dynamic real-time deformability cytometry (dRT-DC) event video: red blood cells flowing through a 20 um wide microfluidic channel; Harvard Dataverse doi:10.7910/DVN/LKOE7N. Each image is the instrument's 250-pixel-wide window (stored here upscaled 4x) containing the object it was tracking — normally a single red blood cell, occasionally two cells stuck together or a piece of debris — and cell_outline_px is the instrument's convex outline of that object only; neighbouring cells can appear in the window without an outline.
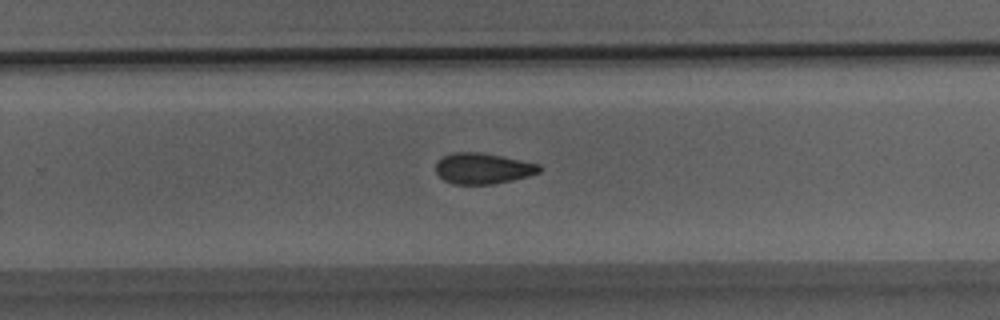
{"species": "Egyptian fruit bat (a non-hibernating species)", "species_latin": "Rousettus aegyptiacus", "temperature_condition": "room temperature", "stored_images_in_passage": 31, "camera_frame_rate_fps": 3000, "um_per_image_px": 0.085, "animal": {"sex": "male"}, "frame": {"image": 1, "passage_image": 20, "time_ms": 6.333, "image_size_px": [1000, 320], "cell_outline_px": [[544, 168], [540, 172], [528, 176], [512, 180], [492, 184], [452, 184], [444, 180], [436, 172], [436, 164], [444, 156], [452, 152], [480, 152], [540, 164]], "centroid_in_image_um": [41.07, 14.32], "position_along_channel_um": 288.7, "area_um2": 18.55}}
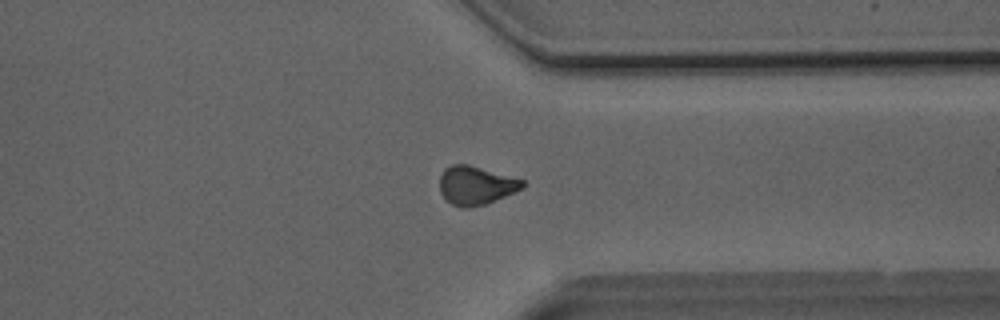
{"frame": {"image": 2, "passage_image": 24, "time_ms": 7.667, "image_size_px": [1000, 320], "cell_outline_px": [[524, 188], [484, 204], [468, 208], [460, 208], [452, 204], [440, 192], [440, 176], [444, 168], [452, 164], [468, 164], [524, 180]], "centroid_in_image_um": [40.43, 15.75], "position_along_channel_um": 371.0, "area_um2": 18.44}}
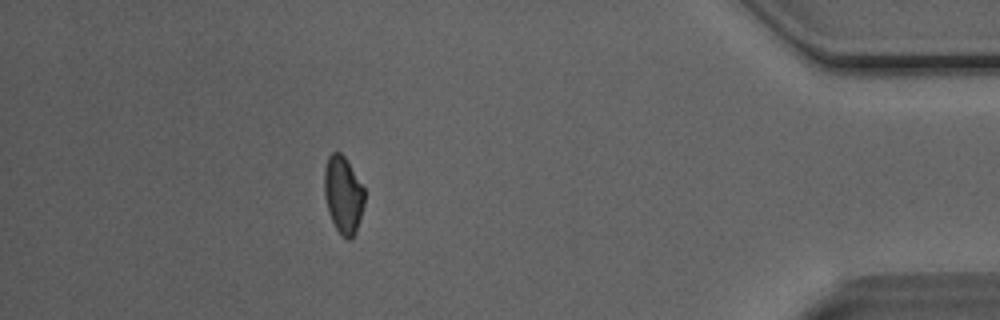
{"frame": {"image": 3, "passage_image": 28, "time_ms": 9.0, "image_size_px": [1000, 320], "cell_outline_px": [[364, 204], [356, 232], [348, 240], [340, 236], [328, 212], [324, 196], [324, 168], [328, 156], [332, 152], [340, 152], [344, 156], [364, 188]], "centroid_in_image_um": [29.15, 16.56], "position_along_channel_um": 406.0, "area_um2": 18.09}}